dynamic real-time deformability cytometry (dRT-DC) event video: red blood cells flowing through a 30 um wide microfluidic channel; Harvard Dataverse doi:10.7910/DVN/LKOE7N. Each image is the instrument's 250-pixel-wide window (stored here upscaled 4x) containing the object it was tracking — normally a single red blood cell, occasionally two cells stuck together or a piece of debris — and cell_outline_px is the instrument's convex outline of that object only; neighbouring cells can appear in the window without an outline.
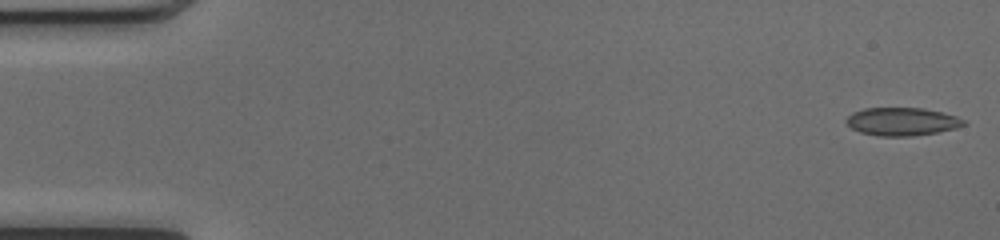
{"species": "common noctule bat (a hibernating species)", "species_latin": "Nyctalus noctula", "temperature_condition": "cold", "stored_images_in_passage": 51, "camera_frame_rate_fps": 3000, "um_per_image_px": 0.085, "animal": {"sex": "female", "body_mass_g": 17.0, "forearm_length_mm": 48.0}, "frame": {"image": 1, "passage_image": 1, "time_ms": 0.0, "image_size_px": [1000, 240], "cell_outline_px": [[968, 124], [956, 128], [936, 132], [912, 136], [880, 136], [860, 132], [852, 128], [844, 120], [852, 112], [864, 108], [924, 108], [956, 116], [968, 120]], "centroid_in_image_um": [76.69, 10.33], "position_along_channel_um": 8.3, "area_um2": 19.25}}
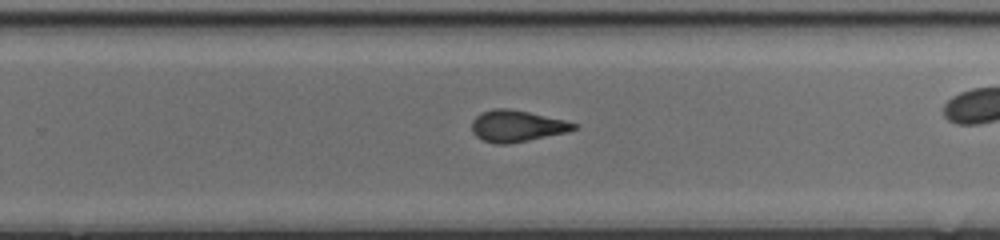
{"frame": {"image": 2, "passage_image": 32, "time_ms": 10.333, "image_size_px": [1000, 240], "cell_outline_px": [[580, 124], [576, 128], [568, 132], [508, 144], [496, 144], [484, 140], [476, 136], [472, 132], [472, 120], [480, 112], [496, 108], [508, 108], [528, 112], [564, 120]], "centroid_in_image_um": [43.92, 10.71], "position_along_channel_um": 285.9, "area_um2": 18.67}}
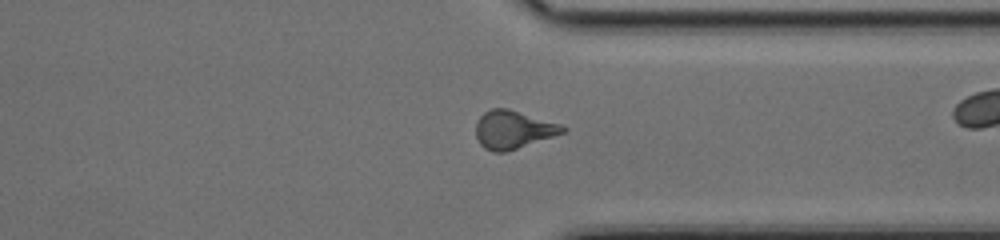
{"frame": {"image": 3, "passage_image": 38, "time_ms": 12.333, "image_size_px": [1000, 240], "cell_outline_px": [[568, 128], [564, 132], [504, 152], [492, 152], [484, 148], [480, 144], [476, 136], [476, 124], [480, 116], [484, 112], [492, 108], [508, 108], [560, 124]], "centroid_in_image_um": [43.58, 11.01], "position_along_channel_um": 367.8, "area_um2": 18.96}, "authors_computed_cell_mechanics": {"area_um2": 19.363, "velocity_mm_per_s": 4.1202, "shape_relaxation_time_tau1_ms": 3.084, "shape_relaxation_time_tau2_ms": 1.7066, "deformation_change_tau1": 0.1289, "deformation_change_tau2": 0.0989}}